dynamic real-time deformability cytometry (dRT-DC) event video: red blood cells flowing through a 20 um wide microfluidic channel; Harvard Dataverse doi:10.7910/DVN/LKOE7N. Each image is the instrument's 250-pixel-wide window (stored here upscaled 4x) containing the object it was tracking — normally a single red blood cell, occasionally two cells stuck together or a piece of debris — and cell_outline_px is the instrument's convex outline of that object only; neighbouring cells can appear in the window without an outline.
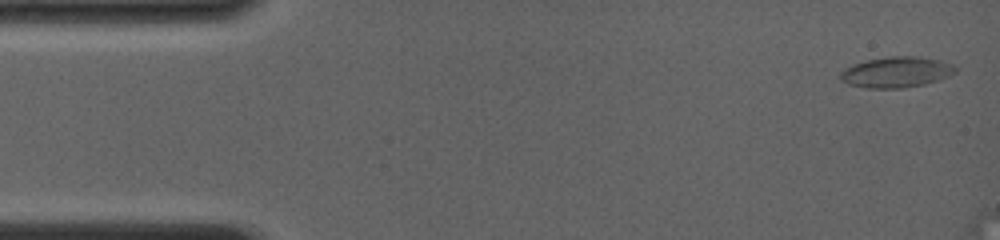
{"species": "common noctule bat (a hibernating species)", "species_latin": "Nyctalus noctula", "temperature_condition": "room temperature", "stored_images_in_passage": 6, "segment_of_instrument_passage": [1, 2], "camera_frame_rate_fps": 4000, "um_per_image_px": 0.085, "animal": {"sex": "female", "body_mass_g": 19.0, "forearm_length_mm": 56.7}, "frame": {"image": 1, "passage_image": 1, "time_ms": 0.0, "image_size_px": [1000, 240], "cell_outline_px": [[952, 72], [936, 80], [924, 84], [900, 88], [868, 88], [848, 84], [840, 76], [840, 72], [844, 68], [852, 64], [864, 60], [892, 56], [912, 56], [936, 60], [948, 64], [952, 68]], "centroid_in_image_um": [76.04, 6.13], "position_along_channel_um": 9.0, "area_um2": 19.83}}